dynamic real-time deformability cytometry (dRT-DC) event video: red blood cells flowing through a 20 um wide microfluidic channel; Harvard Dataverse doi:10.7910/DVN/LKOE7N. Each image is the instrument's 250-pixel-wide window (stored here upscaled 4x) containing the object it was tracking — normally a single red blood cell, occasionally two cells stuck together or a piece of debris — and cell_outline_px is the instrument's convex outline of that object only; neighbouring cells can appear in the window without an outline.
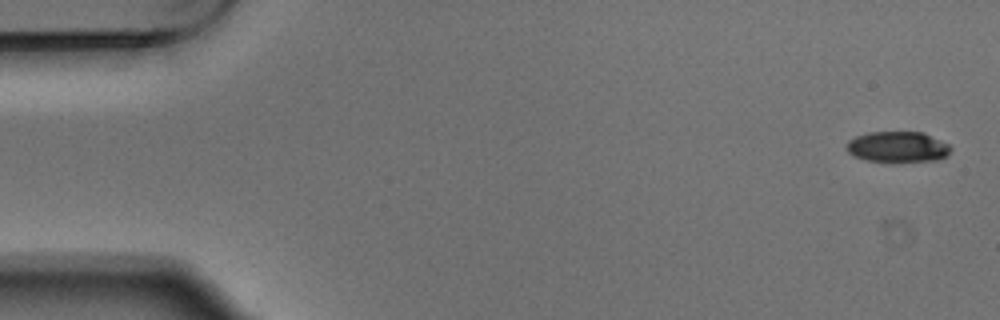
{"species": "Egyptian fruit bat (a non-hibernating species)", "species_latin": "Rousettus aegyptiacus", "temperature_condition": "warm", "stored_images_in_passage": 4, "camera_frame_rate_fps": 3000, "um_per_image_px": 0.085, "animal": {"sex": "male"}, "frame": {"image": 1, "passage_image": 1, "time_ms": 0.0, "image_size_px": [1000, 320], "cell_outline_px": [[952, 148], [944, 156], [936, 160], [892, 164], [868, 160], [852, 156], [848, 152], [848, 140], [856, 136], [868, 132], [924, 132], [948, 144]], "centroid_in_image_um": [76.29, 12.51], "position_along_channel_um": 8.7, "area_um2": 19.07}}
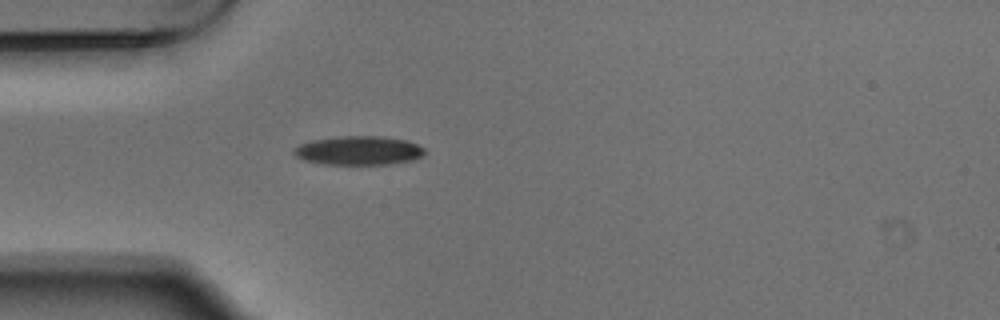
{"frame": {"image": 2, "passage_image": 4, "time_ms": 1.0, "image_size_px": [1000, 320], "cell_outline_px": [[424, 152], [420, 156], [412, 160], [388, 164], [324, 164], [304, 160], [296, 156], [292, 152], [300, 144], [312, 140], [340, 136], [380, 136], [408, 140], [424, 148]], "centroid_in_image_um": [30.48, 12.79], "position_along_channel_um": 54.5, "area_um2": 21.85}}